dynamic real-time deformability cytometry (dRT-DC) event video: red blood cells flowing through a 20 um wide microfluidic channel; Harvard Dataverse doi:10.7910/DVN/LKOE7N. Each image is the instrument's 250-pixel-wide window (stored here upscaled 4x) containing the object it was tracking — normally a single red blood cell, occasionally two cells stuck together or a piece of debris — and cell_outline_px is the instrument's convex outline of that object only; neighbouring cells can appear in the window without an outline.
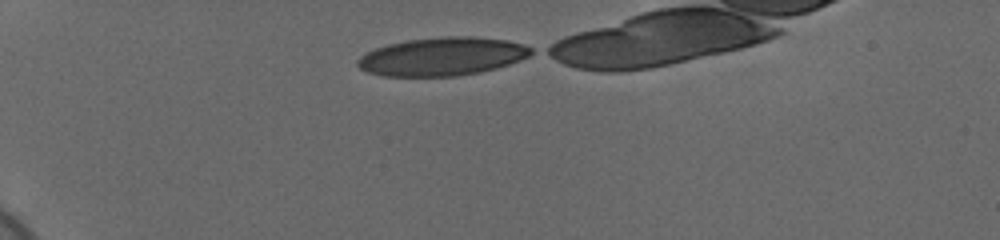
{"species": "human", "species_latin": "Homo sapiens", "temperature_condition": "cold", "stored_images_in_passage": 37, "camera_frame_rate_fps": 3000, "um_per_image_px": 0.085, "donor": {"sex": "female"}, "frame": {"image": 1, "passage_image": 1, "time_ms": 0.0, "image_size_px": [1000, 240], "cell_outline_px": [[536, 52], [520, 60], [496, 68], [480, 72], [456, 76], [384, 76], [368, 72], [360, 68], [356, 64], [356, 60], [360, 56], [376, 48], [388, 44], [408, 40], [440, 36], [472, 36], [508, 40], [524, 44], [532, 48]], "centroid_in_image_um": [37.61, 4.79], "position_along_channel_um": 47.4, "area_um2": 38.84}}
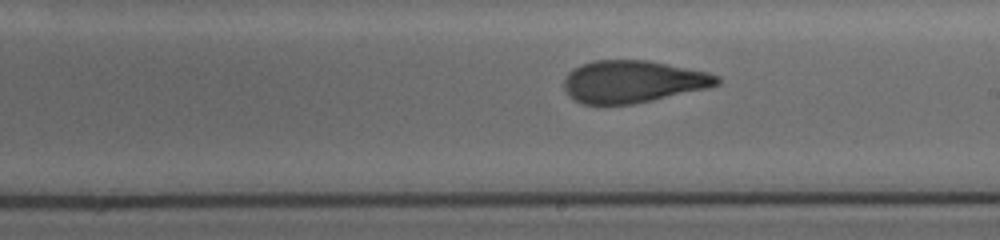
{"frame": {"image": 2, "passage_image": 20, "time_ms": 6.333, "image_size_px": [1000, 240], "cell_outline_px": [[720, 84], [708, 88], [652, 100], [632, 104], [584, 104], [568, 96], [564, 88], [564, 80], [568, 72], [572, 68], [580, 64], [592, 60], [648, 60], [708, 72], [720, 76]], "centroid_in_image_um": [53.78, 6.92], "position_along_channel_um": 235.2, "area_um2": 37.8}}
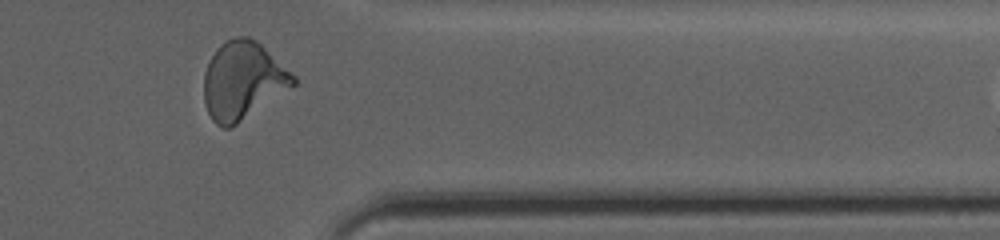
{"frame": {"image": 3, "passage_image": 33, "time_ms": 10.667, "image_size_px": [1000, 240], "cell_outline_px": [[296, 84], [232, 128], [224, 128], [216, 124], [212, 120], [204, 104], [204, 72], [216, 48], [220, 44], [236, 36], [248, 36], [256, 40], [296, 76]], "centroid_in_image_um": [20.63, 6.86], "position_along_channel_um": 390.8, "area_um2": 40.46}}